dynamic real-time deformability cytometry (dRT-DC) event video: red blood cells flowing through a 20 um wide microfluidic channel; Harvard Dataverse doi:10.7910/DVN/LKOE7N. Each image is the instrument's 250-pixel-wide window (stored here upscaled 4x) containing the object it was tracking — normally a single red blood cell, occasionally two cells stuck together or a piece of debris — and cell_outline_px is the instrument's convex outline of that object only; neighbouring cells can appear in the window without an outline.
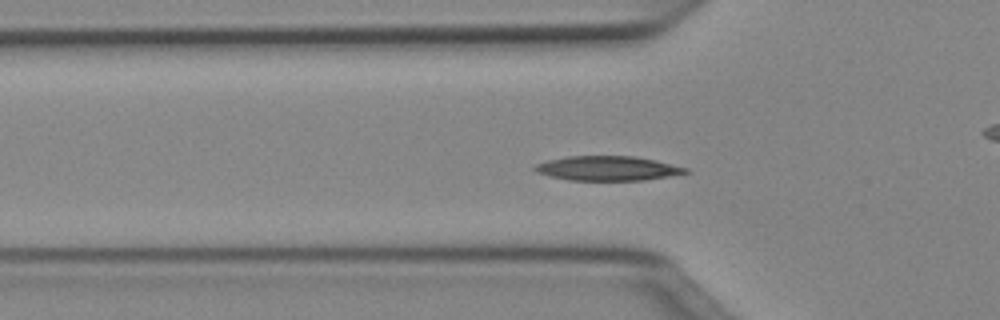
{"species": "Egyptian fruit bat (a non-hibernating species)", "species_latin": "Rousettus aegyptiacus", "temperature_condition": "cold", "stored_images_in_passage": 51, "camera_frame_rate_fps": 3000, "um_per_image_px": 0.085, "animal": {"sex": "female"}, "frame": {"image": 1, "passage_image": 16, "time_ms": 5.0, "image_size_px": [1000, 320], "cell_outline_px": [[692, 172], [644, 180], [568, 180], [536, 172], [532, 168], [536, 164], [548, 160], [568, 156], [636, 156], [656, 160], [688, 168]], "centroid_in_image_um": [51.67, 14.3], "position_along_channel_um": 74.1, "area_um2": 21.5}}
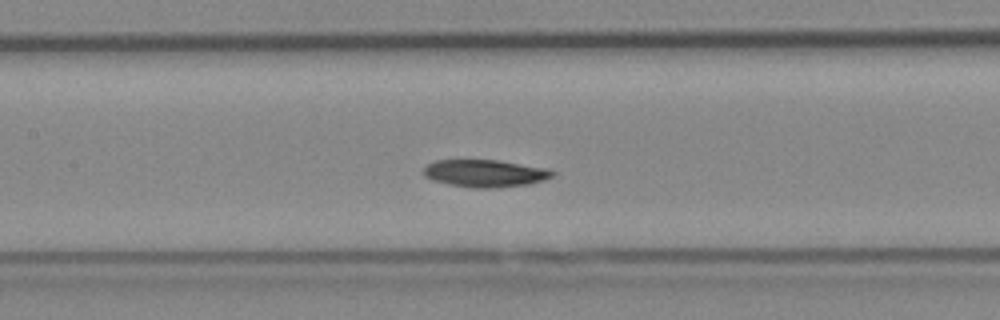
{"frame": {"image": 2, "passage_image": 23, "time_ms": 7.333, "image_size_px": [1000, 320], "cell_outline_px": [[556, 172], [552, 176], [544, 180], [528, 184], [492, 188], [472, 188], [448, 184], [432, 180], [424, 176], [424, 168], [428, 164], [436, 160], [496, 160], [548, 168]], "centroid_in_image_um": [41.23, 14.73], "position_along_channel_um": 166.2, "area_um2": 20.52}}
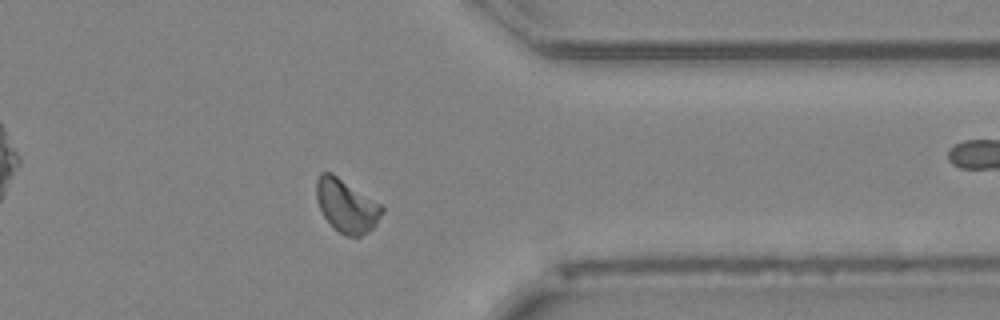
{"frame": {"image": 3, "passage_image": 40, "time_ms": 13.0, "image_size_px": [1000, 320], "cell_outline_px": [[384, 212], [376, 224], [368, 232], [360, 236], [344, 236], [324, 216], [320, 208], [316, 196], [316, 180], [320, 172], [332, 172], [380, 204], [384, 208]], "centroid_in_image_um": [29.45, 17.47], "position_along_channel_um": 381.9, "area_um2": 20.06}, "authors_computed_cell_mechanics": {"area_um2": 20.2878, "velocity_mm_per_s": 3.9556, "shape_relaxation_time_tau1_ms": 4.7132, "shape_relaxation_time_tau2_ms": 8.077, "deformation_change_tau1": 0.1379, "deformation_change_tau2": 0.1309}}